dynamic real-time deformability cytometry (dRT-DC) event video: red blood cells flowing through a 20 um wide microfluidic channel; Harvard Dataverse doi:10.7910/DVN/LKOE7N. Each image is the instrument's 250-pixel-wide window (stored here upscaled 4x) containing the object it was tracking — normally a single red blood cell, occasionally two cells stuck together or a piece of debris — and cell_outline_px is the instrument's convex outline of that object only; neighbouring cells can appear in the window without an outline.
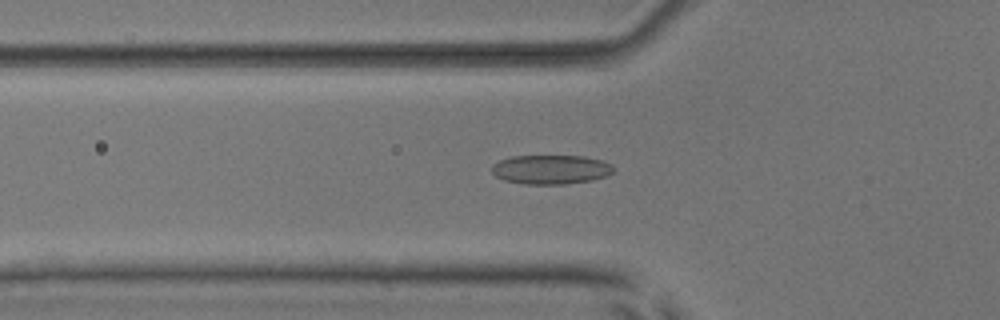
{"species": "common noctule bat (a hibernating species)", "species_latin": "Nyctalus noctula", "temperature_condition": "room temperature", "stored_images_in_passage": 54, "camera_frame_rate_fps": 3000, "um_per_image_px": 0.085, "animal": {"sex": "male", "body_mass_g": 17.9, "forearm_length_mm": 54.2}, "frame": {"image": 1, "passage_image": 19, "time_ms": 6.0, "image_size_px": [1000, 320], "cell_outline_px": [[616, 168], [608, 176], [592, 180], [564, 184], [524, 184], [504, 180], [496, 176], [492, 172], [492, 164], [500, 160], [512, 156], [584, 156], [600, 160], [612, 164]], "centroid_in_image_um": [46.84, 14.41], "position_along_channel_um": 79.0, "area_um2": 20.81}}
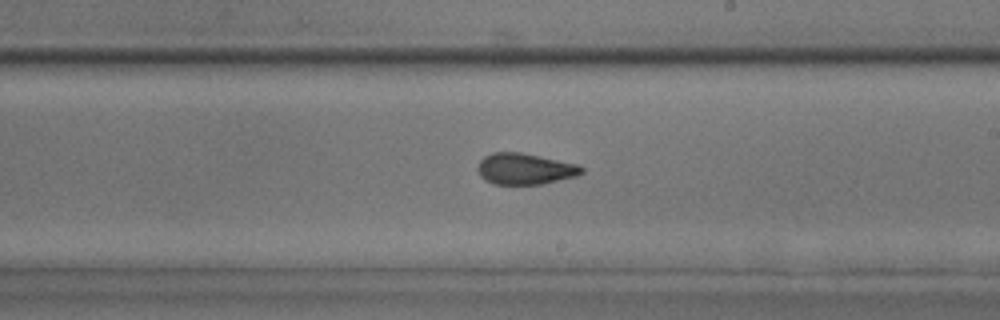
{"frame": {"image": 2, "passage_image": 32, "time_ms": 10.333, "image_size_px": [1000, 320], "cell_outline_px": [[584, 172], [576, 176], [540, 184], [492, 184], [484, 180], [480, 176], [476, 168], [480, 160], [484, 156], [492, 152], [520, 152], [580, 164], [584, 168]], "centroid_in_image_um": [44.6, 14.35], "position_along_channel_um": 244.4, "area_um2": 19.07}}
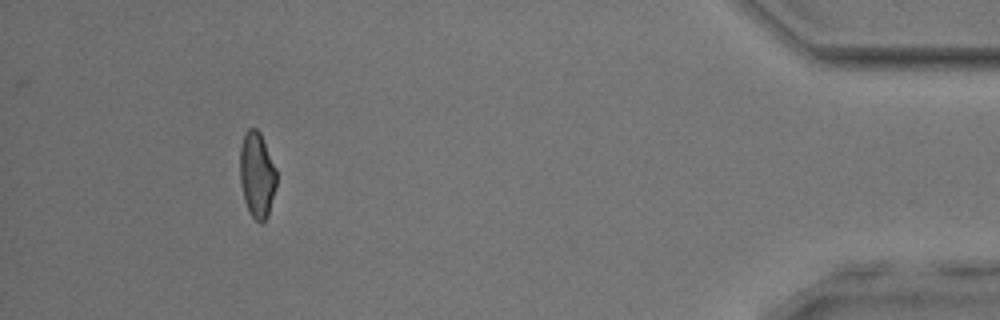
{"frame": {"image": 3, "passage_image": 50, "time_ms": 16.333, "image_size_px": [1000, 320], "cell_outline_px": [[276, 188], [268, 216], [260, 224], [248, 212], [244, 200], [240, 180], [240, 144], [244, 132], [248, 128], [256, 128], [260, 132], [276, 168]], "centroid_in_image_um": [21.83, 14.85], "position_along_channel_um": 413.4, "area_um2": 18.5}, "authors_computed_cell_mechanics": {"area_um2": 19.1029, "velocity_mm_per_s": 3.8191, "shape_relaxation_time_tau1_ms": 9.4119, "shape_relaxation_time_tau2_ms": 1.8636, "deformation_change_tau1": 0.1857, "deformation_change_tau2": 0.0864}}